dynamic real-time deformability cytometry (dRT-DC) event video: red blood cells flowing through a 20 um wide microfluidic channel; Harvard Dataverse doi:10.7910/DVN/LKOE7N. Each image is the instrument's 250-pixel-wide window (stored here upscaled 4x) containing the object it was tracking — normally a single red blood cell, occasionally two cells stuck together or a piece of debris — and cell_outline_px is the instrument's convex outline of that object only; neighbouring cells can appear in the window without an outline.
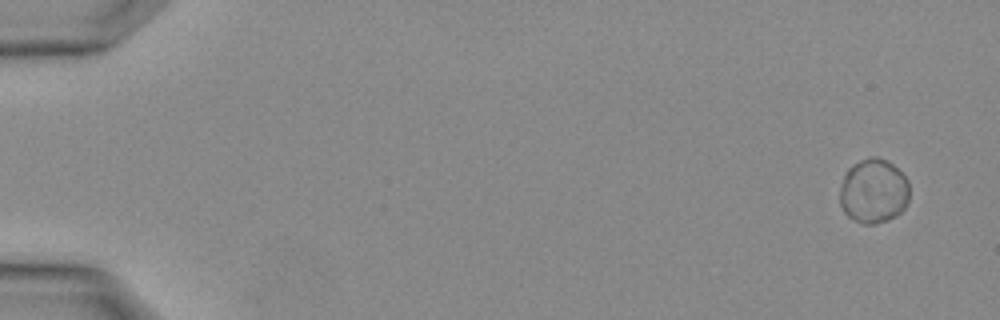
{"species": "Egyptian fruit bat (a non-hibernating species)", "species_latin": "Rousettus aegyptiacus", "temperature_condition": "warm", "stored_images_in_passage": 4, "camera_frame_rate_fps": 3000, "um_per_image_px": 0.085, "animal": {"sex": "female"}, "frame": {"image": 1, "passage_image": 1, "time_ms": 0.0, "image_size_px": [1000, 320], "cell_outline_px": [[908, 200], [904, 208], [896, 216], [888, 220], [876, 224], [864, 224], [848, 216], [844, 212], [840, 204], [840, 188], [844, 176], [848, 168], [852, 164], [868, 156], [876, 156], [888, 160], [908, 180]], "centroid_in_image_um": [74.24, 16.23], "position_along_channel_um": 10.8, "area_um2": 26.24}}